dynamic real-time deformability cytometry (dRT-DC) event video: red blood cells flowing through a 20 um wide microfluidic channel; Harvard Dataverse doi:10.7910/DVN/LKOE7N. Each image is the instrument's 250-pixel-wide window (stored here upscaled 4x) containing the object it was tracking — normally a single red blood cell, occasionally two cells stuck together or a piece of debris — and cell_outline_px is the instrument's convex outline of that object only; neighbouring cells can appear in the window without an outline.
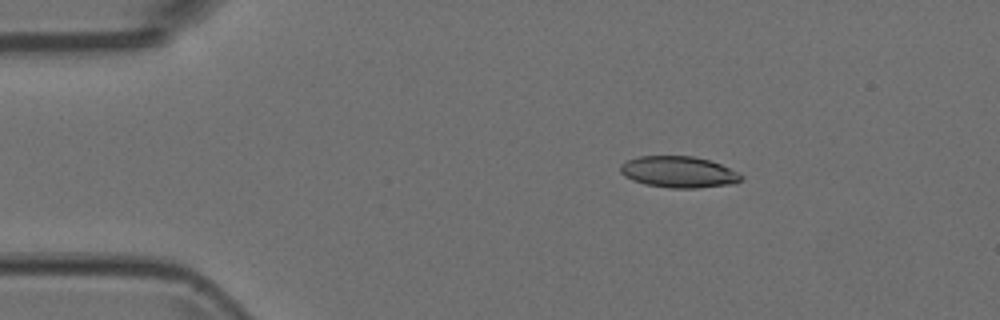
{"species": "Egyptian fruit bat (a non-hibernating species)", "species_latin": "Rousettus aegyptiacus", "temperature_condition": "room temperature", "stored_images_in_passage": 7, "camera_frame_rate_fps": 3000, "um_per_image_px": 0.085, "animal": {"sex": "female"}, "frame": {"image": 1, "passage_image": 3, "time_ms": 0.667, "image_size_px": [1000, 320], "cell_outline_px": [[744, 176], [740, 180], [732, 184], [696, 188], [668, 188], [644, 184], [632, 180], [624, 176], [620, 172], [620, 164], [628, 160], [640, 156], [692, 156], [708, 160], [720, 164], [740, 172]], "centroid_in_image_um": [57.68, 14.62], "position_along_channel_um": 27.3, "area_um2": 22.14}}
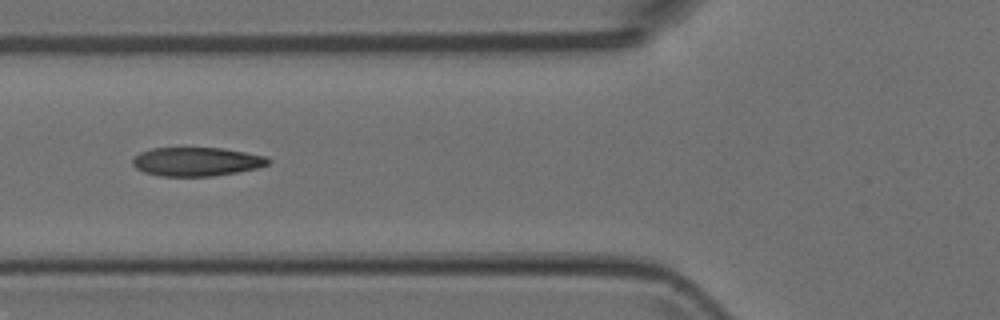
{"frame": {"image": 2, "passage_image": 6, "time_ms": 1.667, "image_size_px": [1000, 320], "cell_outline_px": [[272, 160], [268, 164], [260, 168], [212, 176], [160, 176], [144, 172], [136, 168], [132, 164], [132, 160], [140, 152], [152, 148], [224, 148], [268, 156]], "centroid_in_image_um": [16.75, 13.74], "position_along_channel_um": 109.0, "area_um2": 22.89}}
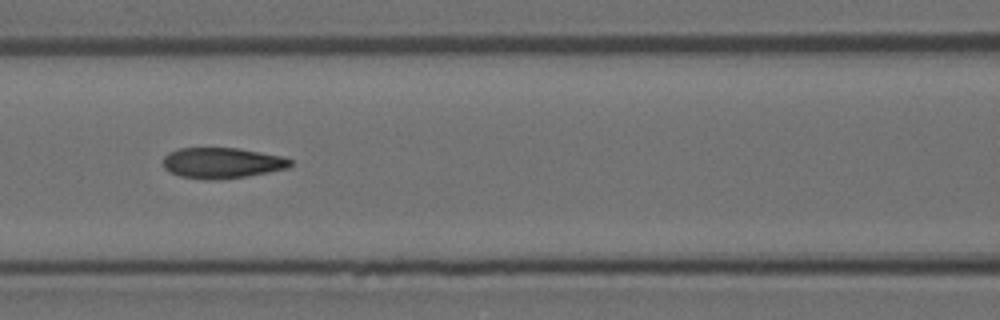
{"frame": {"image": 3, "passage_image": 7, "time_ms": 2.0, "image_size_px": [1000, 320], "cell_outline_px": [[292, 164], [288, 168], [248, 176], [216, 180], [204, 180], [180, 176], [164, 168], [164, 156], [168, 152], [180, 148], [240, 148], [284, 156], [292, 160]], "centroid_in_image_um": [18.9, 13.85], "position_along_channel_um": 147.7, "area_um2": 22.95}}